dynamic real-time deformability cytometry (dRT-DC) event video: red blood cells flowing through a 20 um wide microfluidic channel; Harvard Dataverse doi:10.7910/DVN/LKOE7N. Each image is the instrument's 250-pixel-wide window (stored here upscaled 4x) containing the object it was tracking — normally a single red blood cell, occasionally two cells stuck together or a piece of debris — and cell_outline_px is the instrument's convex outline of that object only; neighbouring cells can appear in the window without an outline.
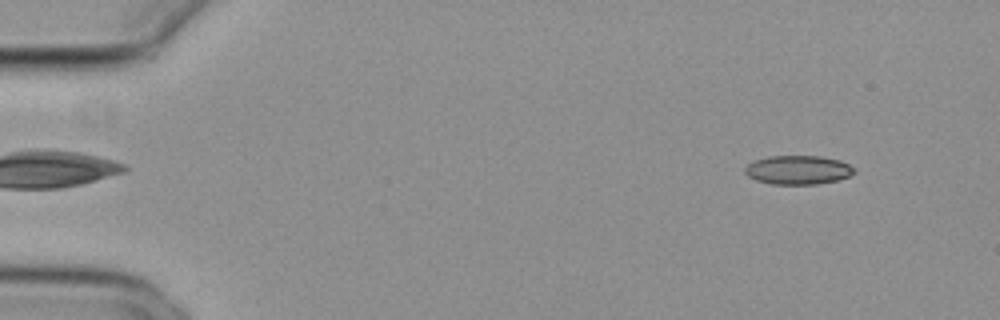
{"species": "common noctule bat (a hibernating species)", "species_latin": "Nyctalus noctula", "temperature_condition": "cold", "stored_images_in_passage": 54, "camera_frame_rate_fps": 3000, "um_per_image_px": 0.085, "animal": {"sex": "female", "body_mass_g": 29.2, "forearm_length_mm": 56.3}, "frame": {"image": 1, "passage_image": 5, "time_ms": 1.333, "image_size_px": [1000, 320], "cell_outline_px": [[856, 172], [848, 176], [836, 180], [816, 184], [772, 184], [756, 180], [748, 176], [744, 172], [744, 168], [748, 164], [756, 160], [768, 156], [820, 156], [840, 160], [856, 168]], "centroid_in_image_um": [67.84, 14.44], "position_along_channel_um": 17.2, "area_um2": 18.38}}
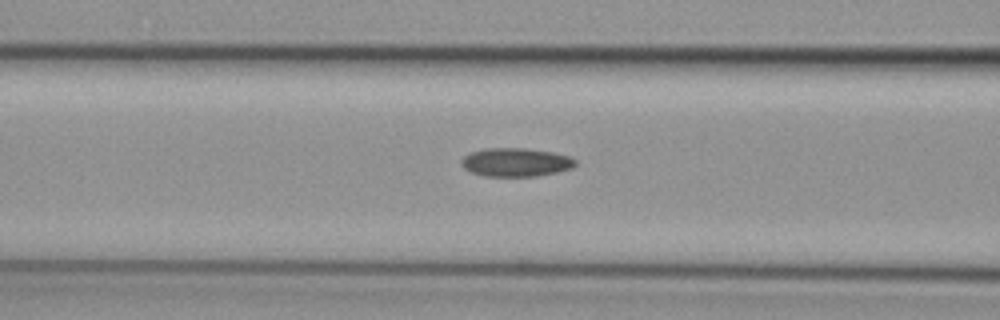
{"frame": {"image": 2, "passage_image": 22, "time_ms": 7.0, "image_size_px": [1000, 320], "cell_outline_px": [[576, 164], [572, 168], [556, 172], [536, 176], [484, 176], [468, 172], [460, 164], [460, 160], [468, 152], [484, 148], [524, 148], [552, 152], [568, 156], [576, 160]], "centroid_in_image_um": [43.77, 13.79], "position_along_channel_um": 122.8, "area_um2": 19.13}}
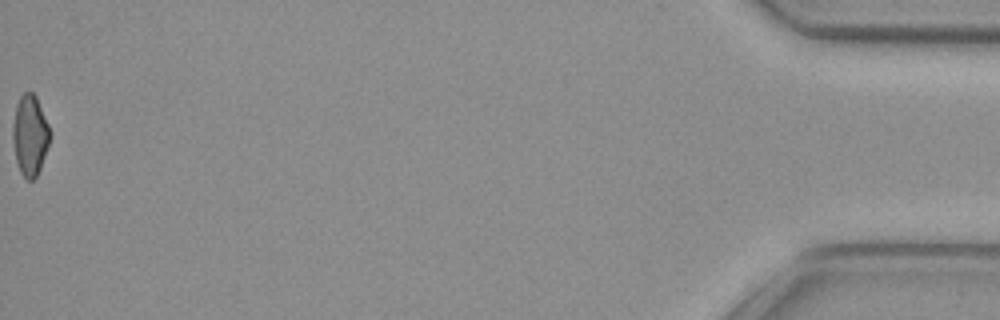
{"frame": {"image": 3, "passage_image": 54, "time_ms": 17.667, "image_size_px": [1000, 320], "cell_outline_px": [[52, 136], [40, 168], [36, 176], [32, 180], [28, 180], [20, 172], [16, 160], [12, 140], [12, 128], [16, 104], [20, 96], [24, 92], [32, 92], [36, 96], [48, 124]], "centroid_in_image_um": [2.54, 11.49], "position_along_channel_um": 432.7, "area_um2": 17.51}, "authors_computed_cell_mechanics": {"area_um2": 18.5249, "velocity_mm_per_s": 3.862, "shape_relaxation_time_tau1_ms": null, "shape_relaxation_time_tau2_ms": 4.885, "deformation_change_tau1": null, "deformation_change_tau2": 0.101}}